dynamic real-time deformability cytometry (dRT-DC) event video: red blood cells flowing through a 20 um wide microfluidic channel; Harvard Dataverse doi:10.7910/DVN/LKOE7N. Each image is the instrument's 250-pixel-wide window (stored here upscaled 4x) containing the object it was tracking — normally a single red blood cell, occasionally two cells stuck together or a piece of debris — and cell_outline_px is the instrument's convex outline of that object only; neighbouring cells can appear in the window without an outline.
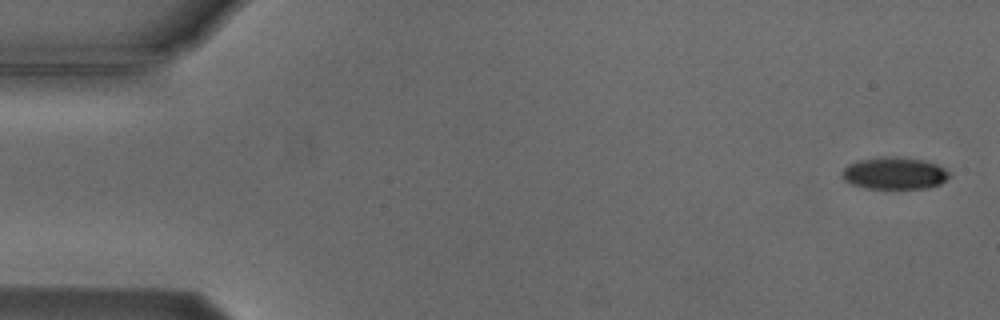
{"species": "Egyptian fruit bat (a non-hibernating species)", "species_latin": "Rousettus aegyptiacus", "temperature_condition": "cold", "stored_images_in_passage": 6, "camera_frame_rate_fps": 3000, "um_per_image_px": 0.085, "animal": {"sex": "male"}, "frame": {"image": 1, "passage_image": 1, "time_ms": 0.0, "image_size_px": [1000, 320], "cell_outline_px": [[948, 176], [940, 184], [928, 188], [864, 188], [852, 184], [844, 180], [840, 176], [840, 172], [848, 164], [856, 160], [888, 156], [896, 156], [924, 160], [936, 164], [944, 168], [948, 172]], "centroid_in_image_um": [75.97, 14.72], "position_along_channel_um": 9.0, "area_um2": 20.11}}